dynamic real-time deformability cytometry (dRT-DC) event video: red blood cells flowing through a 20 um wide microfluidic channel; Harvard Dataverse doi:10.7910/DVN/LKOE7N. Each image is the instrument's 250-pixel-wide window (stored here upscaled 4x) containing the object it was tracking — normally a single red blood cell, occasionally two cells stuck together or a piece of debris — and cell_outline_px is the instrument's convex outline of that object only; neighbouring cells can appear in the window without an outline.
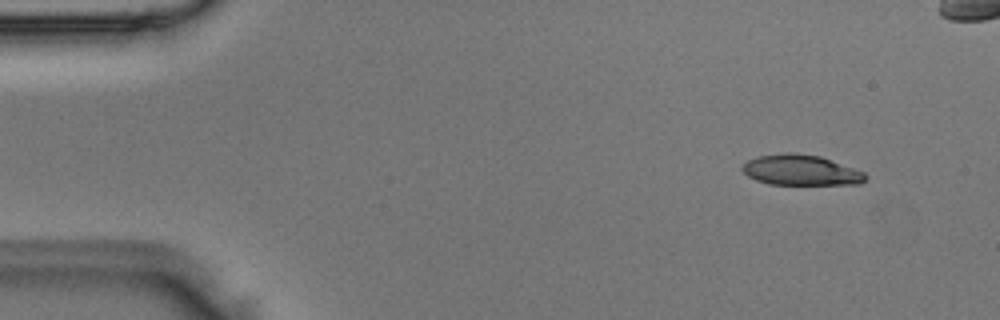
{"species": "Egyptian fruit bat (a non-hibernating species)", "species_latin": "Rousettus aegyptiacus", "temperature_condition": "room temperature", "stored_images_in_passage": 5, "segment_of_instrument_passage": [1, 2], "camera_frame_rate_fps": 3000, "um_per_image_px": 0.085, "animal": {"sex": "male"}, "frame": {"image": 1, "passage_image": 1, "time_ms": 0.0, "image_size_px": [1000, 320], "cell_outline_px": [[868, 176], [860, 184], [768, 184], [756, 180], [748, 176], [740, 168], [748, 160], [756, 156], [784, 152], [792, 152], [820, 156], [864, 172]], "centroid_in_image_um": [68.04, 14.45], "position_along_channel_um": 17.0, "area_um2": 21.85}}
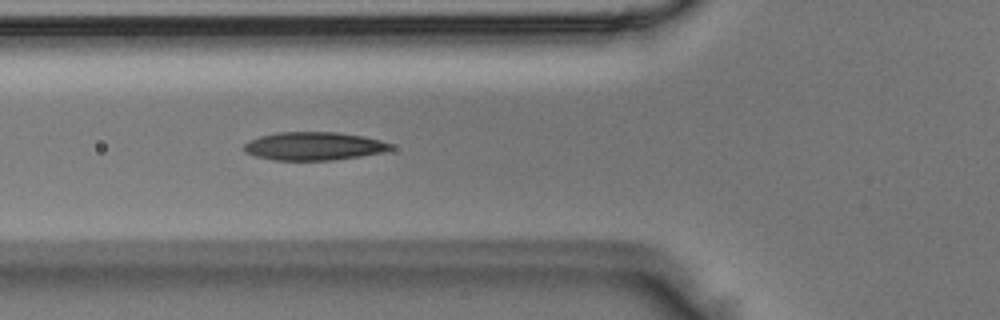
{"frame": {"image": 2, "passage_image": 4, "time_ms": 1.0, "image_size_px": [1000, 320], "cell_outline_px": [[392, 148], [380, 152], [360, 156], [332, 160], [276, 160], [256, 156], [244, 152], [244, 144], [248, 140], [260, 136], [276, 132], [336, 132], [364, 136], [380, 140], [392, 144]], "centroid_in_image_um": [26.63, 12.41], "position_along_channel_um": 99.2, "area_um2": 23.99}}